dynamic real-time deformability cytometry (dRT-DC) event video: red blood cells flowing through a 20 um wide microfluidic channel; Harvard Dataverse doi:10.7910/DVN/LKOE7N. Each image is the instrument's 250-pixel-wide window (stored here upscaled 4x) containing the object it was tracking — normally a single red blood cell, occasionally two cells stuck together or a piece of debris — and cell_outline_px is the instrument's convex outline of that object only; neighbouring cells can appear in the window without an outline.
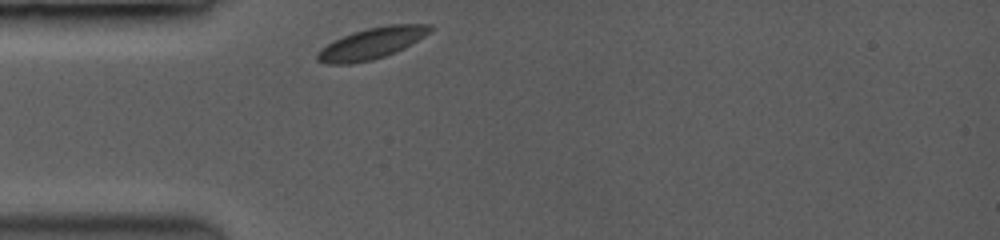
{"species": "common noctule bat (a hibernating species)", "species_latin": "Nyctalus noctula", "temperature_condition": "room temperature", "stored_images_in_passage": 1, "camera_frame_rate_fps": 3500, "um_per_image_px": 0.085, "animal": {"sex": "female", "body_mass_g": 19.0, "forearm_length_mm": 53.3}, "frame": {"image": 1, "passage_image": 1, "time_ms": 0.0, "image_size_px": [1000, 240], "cell_outline_px": [[432, 32], [404, 48], [384, 56], [372, 60], [348, 64], [328, 64], [316, 60], [316, 52], [320, 48], [332, 40], [352, 32], [368, 28], [388, 24], [432, 24]], "centroid_in_image_um": [31.57, 3.68], "position_along_channel_um": 53.4, "area_um2": 20.69}}